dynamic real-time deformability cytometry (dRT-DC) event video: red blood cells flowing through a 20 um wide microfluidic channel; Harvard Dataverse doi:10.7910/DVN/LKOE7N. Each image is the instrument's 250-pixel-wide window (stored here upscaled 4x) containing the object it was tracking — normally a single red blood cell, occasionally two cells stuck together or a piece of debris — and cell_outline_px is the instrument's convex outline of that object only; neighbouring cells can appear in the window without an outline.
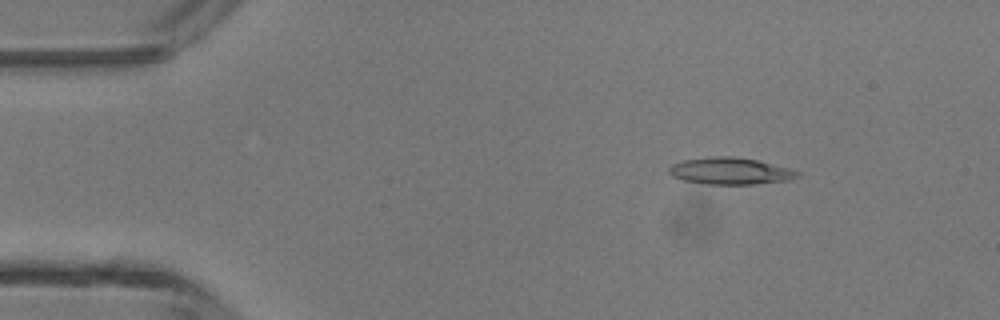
{"species": "common noctule bat (a hibernating species)", "species_latin": "Nyctalus noctula", "temperature_condition": "room temperature", "stored_images_in_passage": 47, "camera_frame_rate_fps": 3000, "um_per_image_px": 0.085, "animal": {"sex": "male", "body_mass_g": 13.3}, "frame": {"image": 1, "passage_image": 7, "time_ms": 2.0, "image_size_px": [1000, 320], "cell_outline_px": [[800, 176], [788, 180], [756, 184], [708, 184], [684, 180], [672, 176], [668, 172], [668, 168], [672, 164], [684, 160], [716, 156], [732, 156], [756, 160], [792, 168], [800, 172]], "centroid_in_image_um": [62.1, 14.54], "position_along_channel_um": 22.9, "area_um2": 20.06}}
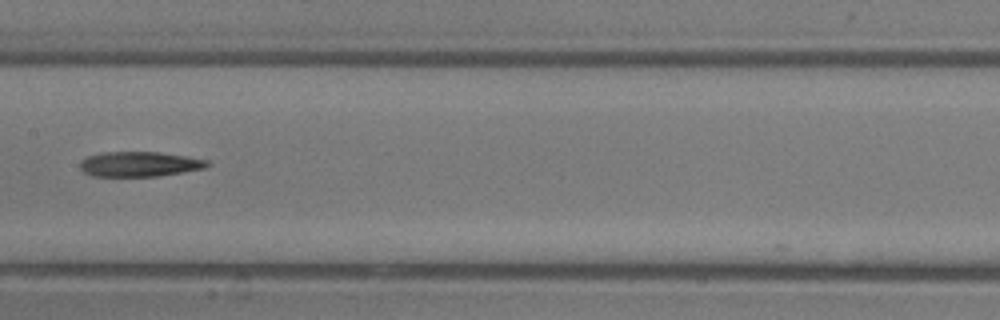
{"frame": {"image": 2, "passage_image": 24, "time_ms": 7.667, "image_size_px": [1000, 320], "cell_outline_px": [[212, 164], [204, 168], [184, 172], [156, 176], [92, 176], [84, 172], [80, 168], [80, 160], [88, 156], [100, 152], [160, 152], [208, 160]], "centroid_in_image_um": [11.84, 13.94], "position_along_channel_um": 195.6, "area_um2": 18.55}}
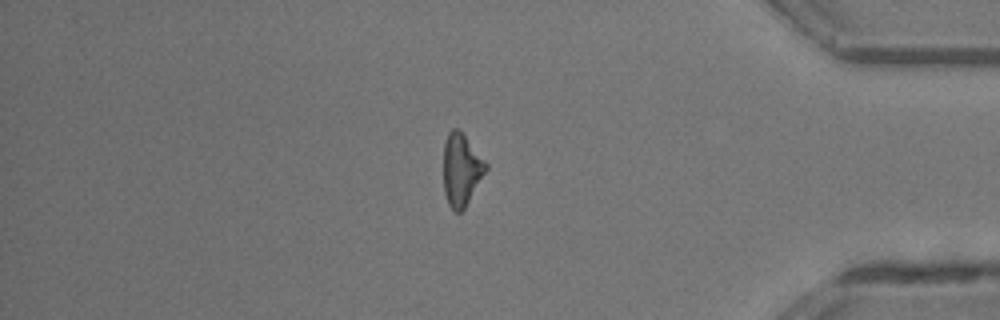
{"frame": {"image": 3, "passage_image": 40, "time_ms": 13.0, "image_size_px": [1000, 320], "cell_outline_px": [[488, 168], [464, 208], [460, 212], [456, 212], [448, 204], [444, 192], [444, 144], [448, 132], [452, 128], [456, 128], [464, 136], [488, 164]], "centroid_in_image_um": [39.2, 14.43], "position_along_channel_um": 396.0, "area_um2": 17.46}, "authors_computed_cell_mechanics": {"area_um2": 18.6116, "velocity_mm_per_s": 4.3892, "shape_relaxation_time_tau1_ms": 5.4527, "shape_relaxation_time_tau2_ms": null, "deformation_change_tau1": 0.173, "deformation_change_tau2": null}}